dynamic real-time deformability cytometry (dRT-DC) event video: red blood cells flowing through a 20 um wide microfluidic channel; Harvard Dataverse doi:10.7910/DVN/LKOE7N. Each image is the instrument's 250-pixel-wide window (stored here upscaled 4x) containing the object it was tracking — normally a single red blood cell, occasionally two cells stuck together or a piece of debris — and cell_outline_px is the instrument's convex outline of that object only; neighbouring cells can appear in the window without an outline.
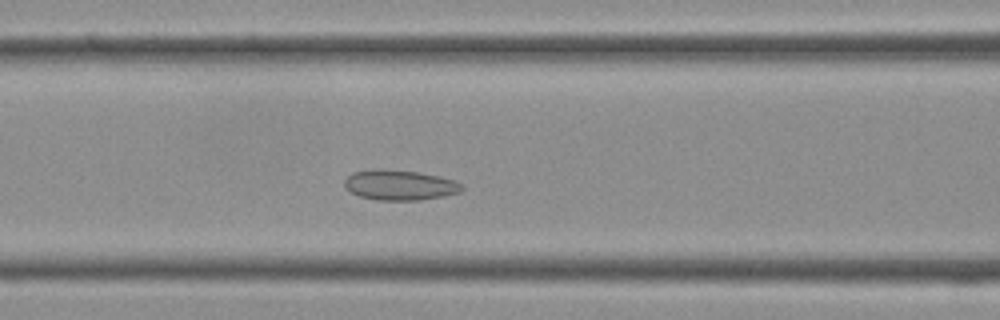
{"species": "Egyptian fruit bat (a non-hibernating species)", "species_latin": "Rousettus aegyptiacus", "temperature_condition": "cold", "stored_images_in_passage": 36, "camera_frame_rate_fps": 3000, "um_per_image_px": 0.085, "frame": {"image": 1, "passage_image": 13, "time_ms": 4.0, "image_size_px": [1000, 320], "cell_outline_px": [[464, 188], [460, 192], [444, 196], [420, 200], [376, 200], [360, 196], [348, 192], [344, 188], [344, 180], [352, 172], [380, 168], [420, 172], [440, 176], [456, 180], [464, 184]], "centroid_in_image_um": [33.98, 15.72], "position_along_channel_um": 132.6, "area_um2": 21.1}}
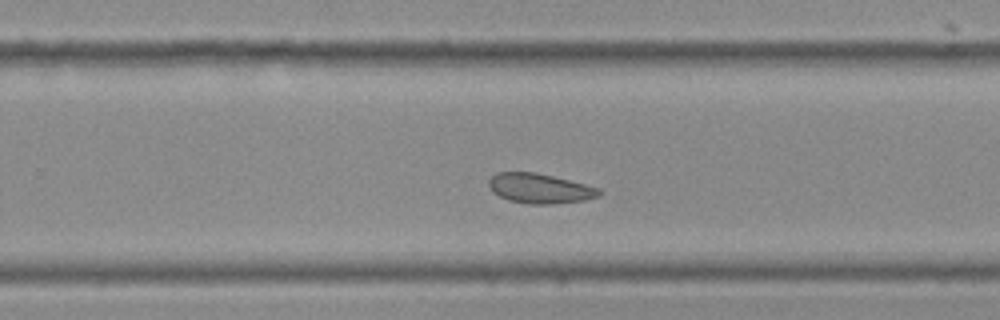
{"frame": {"image": 2, "passage_image": 22, "time_ms": 7.0, "image_size_px": [1000, 320], "cell_outline_px": [[604, 192], [600, 196], [584, 200], [552, 204], [528, 204], [508, 200], [492, 192], [488, 184], [488, 180], [496, 172], [536, 172], [600, 188]], "centroid_in_image_um": [45.88, 16.02], "position_along_channel_um": 283.9, "area_um2": 19.25}}
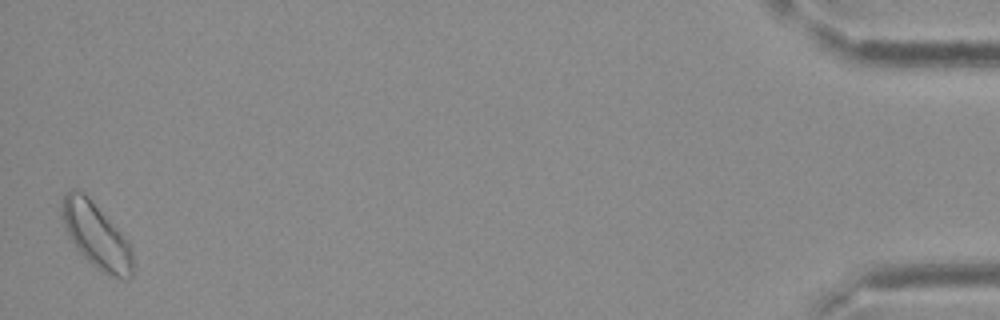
{"frame": {"image": 3, "passage_image": 36, "time_ms": 11.667, "image_size_px": [1000, 320], "cell_outline_px": [[132, 276], [128, 280], [112, 276], [104, 272], [92, 264], [76, 248], [68, 236], [60, 216], [60, 212], [64, 196], [72, 188], [76, 188], [84, 192], [88, 196], [132, 244]], "centroid_in_image_um": [8.18, 20.0], "position_along_channel_um": 427.0, "area_um2": 26.93}}